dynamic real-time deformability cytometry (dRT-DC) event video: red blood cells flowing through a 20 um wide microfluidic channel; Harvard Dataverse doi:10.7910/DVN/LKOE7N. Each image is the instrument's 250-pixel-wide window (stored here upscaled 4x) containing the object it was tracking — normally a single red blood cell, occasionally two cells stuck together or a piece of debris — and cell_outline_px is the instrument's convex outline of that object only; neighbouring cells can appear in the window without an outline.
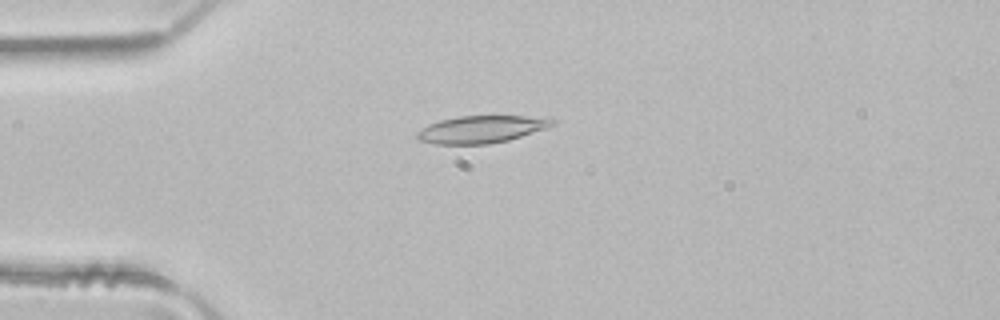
{"species": "common noctule bat (a hibernating species)", "species_latin": "Nyctalus noctula", "temperature_condition": "room temperature", "stored_images_in_passage": 3, "camera_frame_rate_fps": 3000, "um_per_image_px": 0.085, "animal": {"sex": "male", "body_mass_g": 21.5, "forearm_length_mm": 52.0}, "frame": {"image": 1, "passage_image": 3, "time_ms": 0.667, "image_size_px": [1000, 320], "cell_outline_px": [[556, 120], [552, 124], [544, 128], [508, 140], [488, 144], [436, 144], [420, 140], [416, 136], [416, 132], [428, 124], [440, 120], [456, 116], [552, 116]], "centroid_in_image_um": [40.92, 10.97], "position_along_channel_um": 44.1, "area_um2": 21.5}}